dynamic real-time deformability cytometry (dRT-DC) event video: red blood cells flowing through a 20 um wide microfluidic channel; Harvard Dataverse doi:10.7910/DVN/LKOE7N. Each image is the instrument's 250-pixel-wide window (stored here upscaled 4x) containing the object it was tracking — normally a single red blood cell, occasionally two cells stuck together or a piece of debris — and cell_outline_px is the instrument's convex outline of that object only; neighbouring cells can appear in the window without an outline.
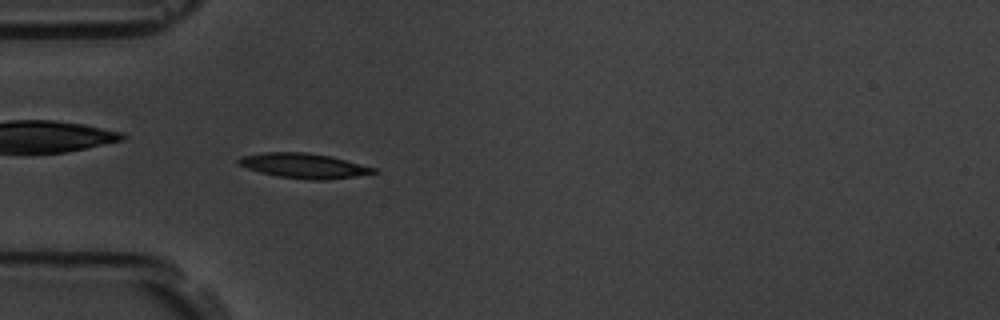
{"species": "common noctule bat (a hibernating species)", "species_latin": "Nyctalus noctula", "temperature_condition": "room temperature", "stored_images_in_passage": 4, "camera_frame_rate_fps": 3000, "um_per_image_px": 0.085, "animal": {"sex": "male", "body_mass_g": 19.5, "forearm_length_mm": 54.6}, "frame": {"image": 1, "passage_image": 4, "time_ms": 1.0, "image_size_px": [1000, 320], "cell_outline_px": [[376, 172], [356, 176], [324, 180], [312, 180], [276, 176], [260, 172], [236, 164], [236, 160], [240, 156], [264, 152], [308, 152], [332, 156], [376, 168]], "centroid_in_image_um": [25.78, 14.07], "position_along_channel_um": 59.2, "area_um2": 19.65}}